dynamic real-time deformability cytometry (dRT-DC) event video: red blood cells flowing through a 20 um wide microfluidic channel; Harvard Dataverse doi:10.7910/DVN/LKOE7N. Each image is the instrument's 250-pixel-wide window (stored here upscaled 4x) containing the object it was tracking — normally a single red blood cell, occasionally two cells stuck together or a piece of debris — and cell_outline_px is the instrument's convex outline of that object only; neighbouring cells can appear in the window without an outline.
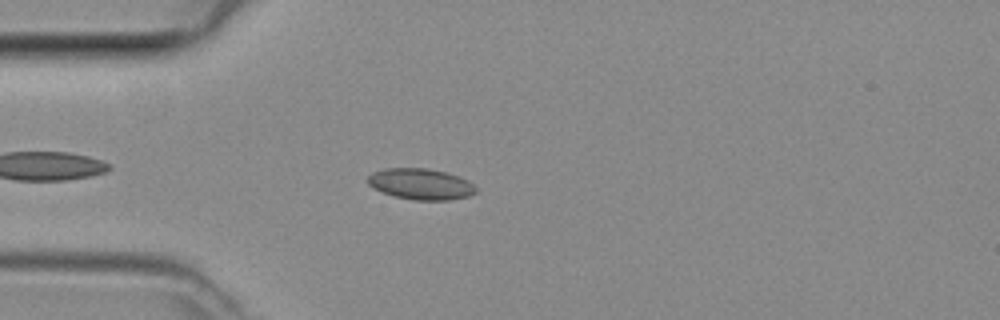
{"species": "common noctule bat (a hibernating species)", "species_latin": "Nyctalus noctula", "temperature_condition": "room temperature", "stored_images_in_passage": 3, "camera_frame_rate_fps": 3000, "um_per_image_px": 0.085, "animal": {"sex": "female", "body_mass_g": 29.2, "forearm_length_mm": 56.3}, "frame": {"image": 1, "passage_image": 3, "time_ms": 0.667, "image_size_px": [1000, 320], "cell_outline_px": [[476, 192], [468, 196], [448, 200], [416, 200], [396, 196], [384, 192], [368, 184], [368, 176], [372, 172], [384, 168], [428, 168], [448, 172], [468, 180], [476, 188]], "centroid_in_image_um": [35.78, 15.62], "position_along_channel_um": 49.2, "area_um2": 19.42}}